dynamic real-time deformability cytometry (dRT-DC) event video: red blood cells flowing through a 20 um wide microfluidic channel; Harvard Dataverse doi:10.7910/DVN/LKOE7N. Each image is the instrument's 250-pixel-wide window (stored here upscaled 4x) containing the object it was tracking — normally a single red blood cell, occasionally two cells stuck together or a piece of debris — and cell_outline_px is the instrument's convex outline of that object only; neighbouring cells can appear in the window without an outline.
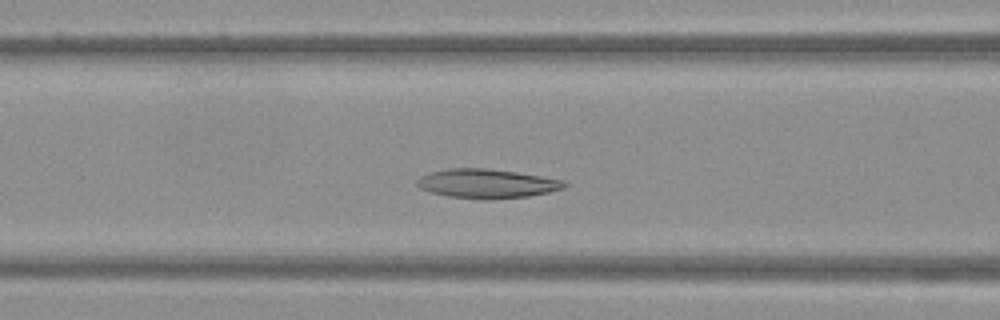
{"species": "Egyptian fruit bat (a non-hibernating species)", "species_latin": "Rousettus aegyptiacus", "temperature_condition": "warm", "stored_images_in_passage": 28, "camera_frame_rate_fps": 3000, "um_per_image_px": 0.085, "frame": {"image": 1, "passage_image": 15, "time_ms": 4.667, "image_size_px": [1000, 320], "cell_outline_px": [[568, 184], [564, 188], [548, 192], [528, 196], [492, 200], [484, 200], [448, 196], [428, 192], [420, 188], [416, 184], [416, 180], [420, 176], [428, 172], [448, 168], [484, 168], [516, 172], [564, 180]], "centroid_in_image_um": [41.34, 15.61], "position_along_channel_um": 125.3, "area_um2": 25.26}}
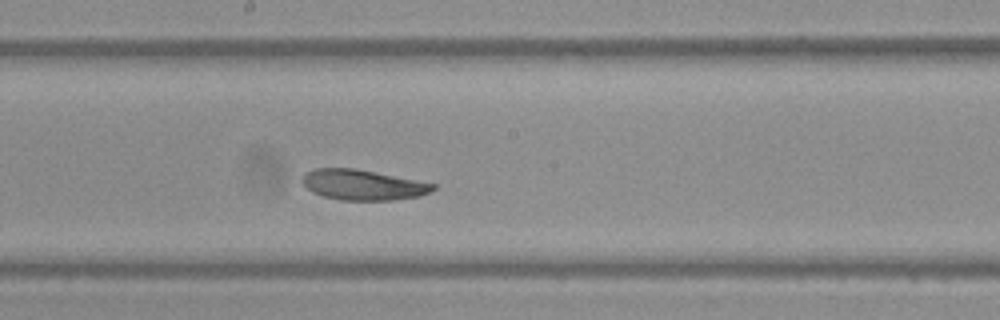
{"frame": {"image": 2, "passage_image": 22, "time_ms": 7.0, "image_size_px": [1000, 320], "cell_outline_px": [[436, 188], [432, 192], [420, 196], [396, 200], [340, 200], [324, 196], [312, 192], [300, 180], [304, 172], [316, 168], [356, 168], [436, 184]], "centroid_in_image_um": [30.85, 15.71], "position_along_channel_um": 217.4, "area_um2": 23.29}}
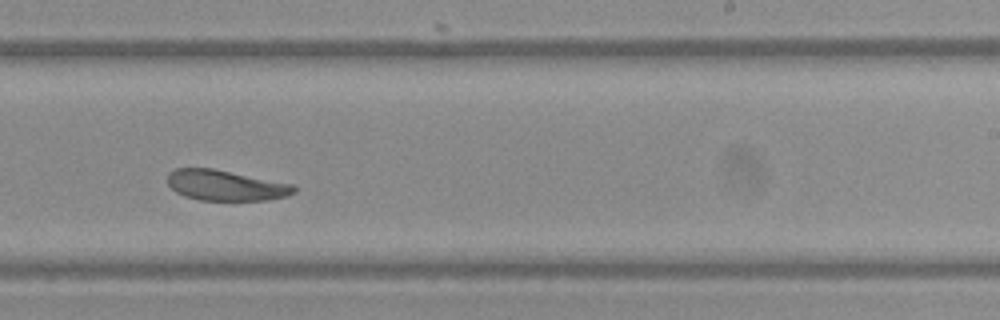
{"frame": {"image": 3, "passage_image": 26, "time_ms": 8.333, "image_size_px": [1000, 320], "cell_outline_px": [[296, 192], [288, 196], [268, 200], [200, 200], [184, 196], [176, 192], [168, 184], [168, 172], [176, 168], [212, 168], [296, 184]], "centroid_in_image_um": [19.22, 15.75], "position_along_channel_um": 269.8, "area_um2": 22.72}}